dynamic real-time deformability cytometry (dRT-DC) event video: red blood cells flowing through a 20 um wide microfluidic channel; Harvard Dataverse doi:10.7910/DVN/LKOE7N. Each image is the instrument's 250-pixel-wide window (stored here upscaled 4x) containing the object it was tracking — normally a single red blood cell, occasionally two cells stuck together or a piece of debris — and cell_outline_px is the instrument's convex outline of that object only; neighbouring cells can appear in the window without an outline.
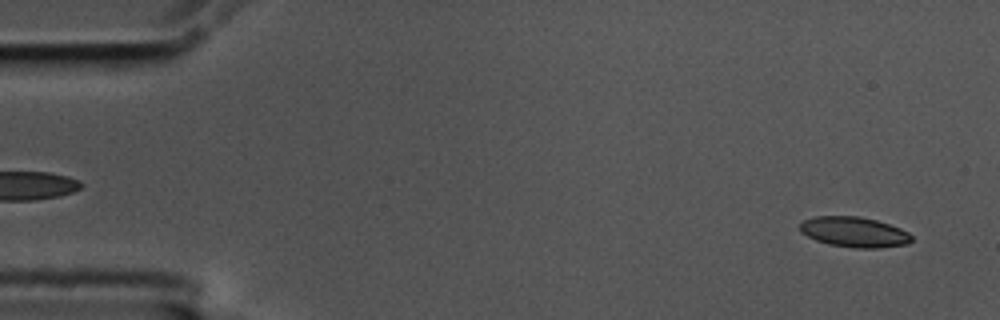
{"species": "common noctule bat (a hibernating species)", "species_latin": "Nyctalus noctula", "temperature_condition": "cold", "stored_images_in_passage": 57, "camera_frame_rate_fps": 3000, "um_per_image_px": 0.085, "animal": {"sex": "male", "body_mass_g": 17.5, "forearm_length_mm": 52.3}, "frame": {"image": 1, "passage_image": 3, "time_ms": 0.667, "image_size_px": [1000, 320], "cell_outline_px": [[912, 240], [908, 244], [880, 248], [852, 248], [828, 244], [816, 240], [800, 232], [800, 224], [804, 220], [816, 216], [860, 216], [876, 220], [900, 228], [908, 232], [912, 236]], "centroid_in_image_um": [72.61, 19.73], "position_along_channel_um": 12.4, "area_um2": 19.77}}
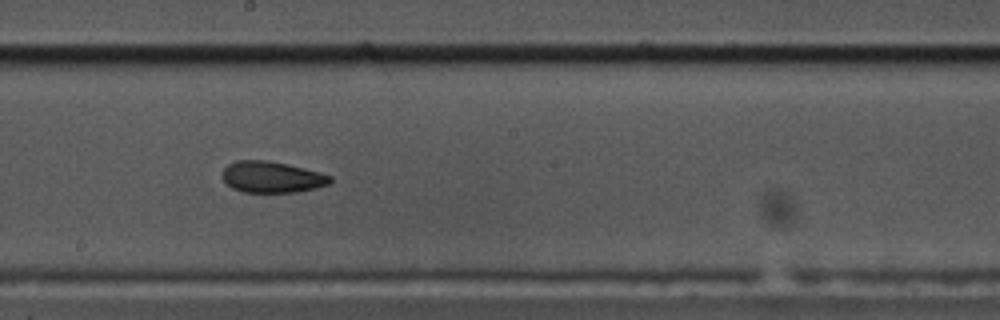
{"frame": {"image": 2, "passage_image": 31, "time_ms": 10.0, "image_size_px": [1000, 320], "cell_outline_px": [[332, 180], [328, 184], [316, 188], [296, 192], [244, 192], [232, 188], [220, 176], [224, 168], [228, 164], [236, 160], [268, 160], [288, 164], [320, 172], [332, 176]], "centroid_in_image_um": [23.1, 15.04], "position_along_channel_um": 225.1, "area_um2": 19.77}}
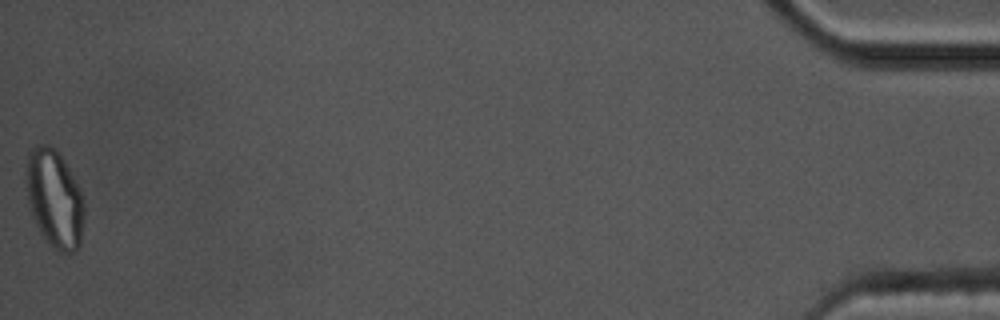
{"frame": {"image": 3, "passage_image": 57, "time_ms": 18.667, "image_size_px": [1000, 320], "cell_outline_px": [[84, 220], [80, 248], [72, 252], [60, 252], [40, 232], [28, 208], [24, 180], [28, 152], [36, 144], [48, 144], [56, 148], [80, 188], [84, 200]], "centroid_in_image_um": [4.61, 16.85], "position_along_channel_um": 430.6, "area_um2": 33.7}, "authors_computed_cell_mechanics": {"area_um2": 19.9988, "velocity_mm_per_s": 3.5023, "shape_relaxation_time_tau1_ms": null, "shape_relaxation_time_tau2_ms": 3.5911, "deformation_change_tau1": null, "deformation_change_tau2": 0.0978}}